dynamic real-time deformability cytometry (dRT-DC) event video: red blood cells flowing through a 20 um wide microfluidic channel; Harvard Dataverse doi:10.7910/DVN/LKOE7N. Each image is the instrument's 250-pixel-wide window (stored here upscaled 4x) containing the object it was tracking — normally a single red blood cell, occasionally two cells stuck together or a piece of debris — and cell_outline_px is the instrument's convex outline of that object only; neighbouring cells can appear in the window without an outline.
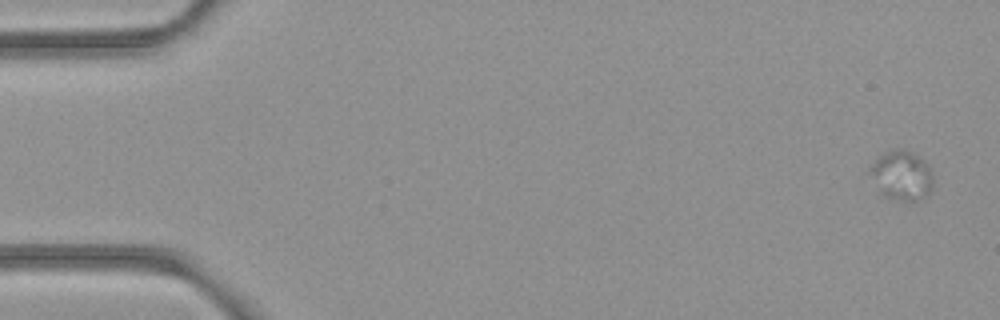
{"species": "common noctule bat (a hibernating species)", "species_latin": "Nyctalus noctula", "temperature_condition": "room temperature", "stored_images_in_passage": 5, "camera_frame_rate_fps": 3000, "um_per_image_px": 0.085, "animal": {"sex": "female", "body_mass_g": 21.9}, "frame": {"image": 1, "passage_image": 1, "time_ms": 0.0, "image_size_px": [1000, 320], "cell_outline_px": [[932, 188], [928, 196], [912, 204], [884, 196], [864, 172], [868, 164], [884, 152], [896, 148], [900, 148], [912, 152], [924, 160], [932, 168]], "centroid_in_image_um": [76.59, 14.92], "position_along_channel_um": 8.4, "area_um2": 19.31}}